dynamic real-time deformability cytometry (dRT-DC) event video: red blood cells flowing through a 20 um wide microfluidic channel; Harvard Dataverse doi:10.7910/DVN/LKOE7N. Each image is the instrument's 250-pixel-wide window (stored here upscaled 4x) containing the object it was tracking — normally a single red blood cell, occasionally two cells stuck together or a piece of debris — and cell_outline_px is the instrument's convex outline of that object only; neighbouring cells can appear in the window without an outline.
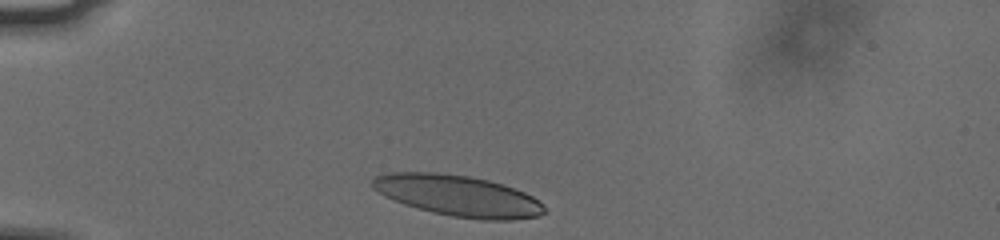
{"species": "human", "species_latin": "Homo sapiens", "temperature_condition": "cold", "stored_images_in_passage": 33, "camera_frame_rate_fps": 3000, "um_per_image_px": 0.085, "donor": {"sex": "male"}, "frame": {"image": 1, "passage_image": 2, "time_ms": 0.333, "image_size_px": [1000, 240], "cell_outline_px": [[548, 212], [536, 216], [512, 220], [480, 220], [452, 216], [432, 212], [404, 204], [384, 196], [372, 188], [372, 180], [376, 176], [388, 172], [436, 172], [468, 176], [488, 180], [524, 192], [532, 196]], "centroid_in_image_um": [38.89, 16.64], "position_along_channel_um": 46.1, "area_um2": 40.86}}
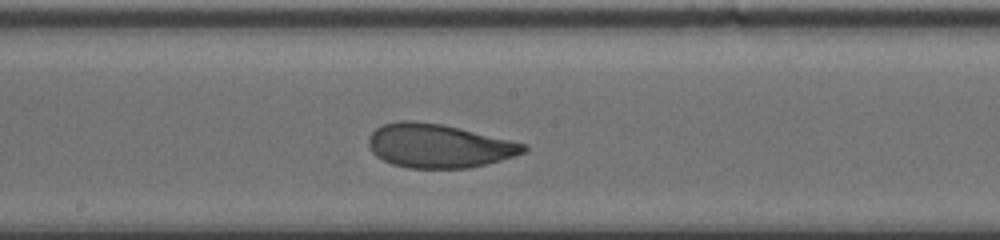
{"frame": {"image": 2, "passage_image": 18, "time_ms": 5.667, "image_size_px": [1000, 240], "cell_outline_px": [[528, 148], [524, 152], [500, 160], [468, 168], [408, 168], [392, 164], [376, 156], [372, 152], [368, 144], [368, 136], [376, 128], [384, 124], [400, 120], [408, 120], [440, 124], [528, 144]], "centroid_in_image_um": [37.25, 12.4], "position_along_channel_um": 210.9, "area_um2": 39.19}}
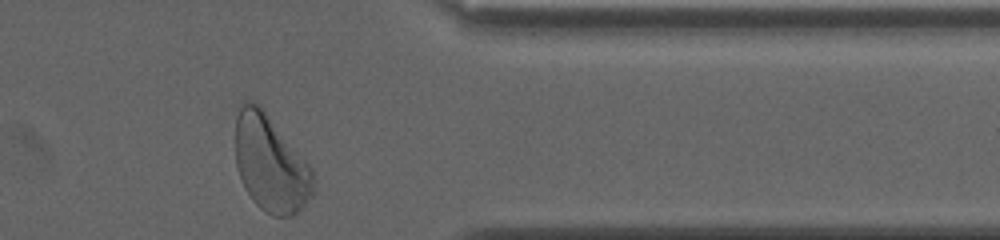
{"frame": {"image": 3, "passage_image": 33, "time_ms": 10.667, "image_size_px": [1000, 240], "cell_outline_px": [[316, 192], [292, 216], [272, 216], [260, 208], [252, 200], [244, 188], [236, 164], [236, 116], [240, 108], [248, 100], [252, 100], [260, 104], [312, 168], [316, 188]], "centroid_in_image_um": [23.01, 13.92], "position_along_channel_um": 388.4, "area_um2": 43.87}, "authors_computed_cell_mechanics": {"area_um2": 39.6508, "velocity_mm_per_s": 3.7368, "shape_relaxation_time_tau1_ms": 4.5527, "shape_relaxation_time_tau2_ms": 1.1799, "deformation_change_tau1": 0.1757, "deformation_change_tau2": 0.072}}